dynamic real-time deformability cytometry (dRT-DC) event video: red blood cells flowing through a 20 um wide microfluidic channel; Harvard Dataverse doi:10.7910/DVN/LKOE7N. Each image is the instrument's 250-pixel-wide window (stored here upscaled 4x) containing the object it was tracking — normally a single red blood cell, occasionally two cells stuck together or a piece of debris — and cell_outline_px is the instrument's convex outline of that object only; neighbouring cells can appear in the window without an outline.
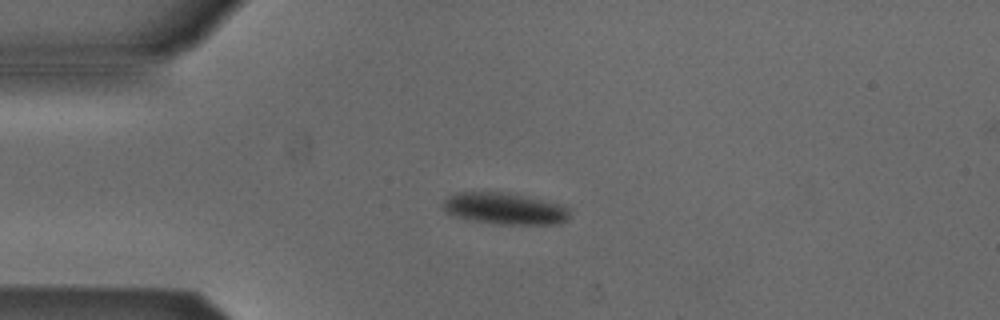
{"species": "Egyptian fruit bat (a non-hibernating species)", "species_latin": "Rousettus aegyptiacus", "temperature_condition": "cold", "stored_images_in_passage": 51, "camera_frame_rate_fps": 3000, "um_per_image_px": 0.085, "animal": {"sex": "male"}, "frame": {"image": 1, "passage_image": 11, "time_ms": 3.333, "image_size_px": [1000, 320], "cell_outline_px": [[568, 220], [556, 224], [496, 224], [468, 220], [452, 216], [444, 212], [444, 200], [448, 196], [456, 192], [508, 192], [564, 204], [568, 208]], "centroid_in_image_um": [42.88, 17.73], "position_along_channel_um": 42.1, "area_um2": 23.7}}
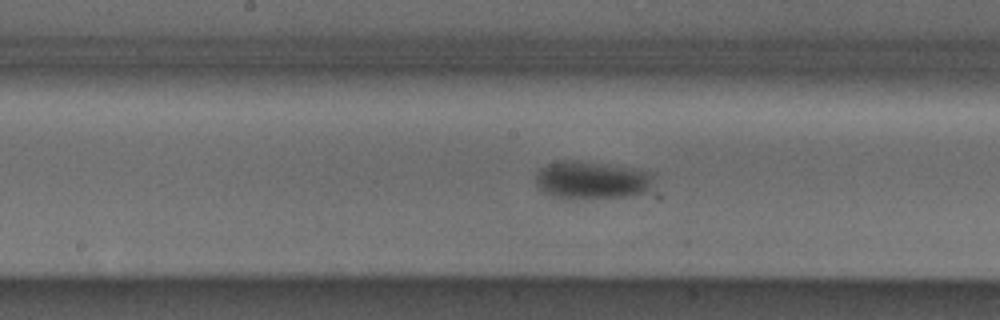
{"frame": {"image": 2, "passage_image": 25, "time_ms": 8.0, "image_size_px": [1000, 320], "cell_outline_px": [[656, 172], [648, 188], [644, 192], [624, 196], [568, 200], [544, 192], [536, 184], [536, 172], [540, 168], [548, 164], [572, 160], [576, 160]], "centroid_in_image_um": [50.27, 15.32], "position_along_channel_um": 197.9, "area_um2": 25.72}}
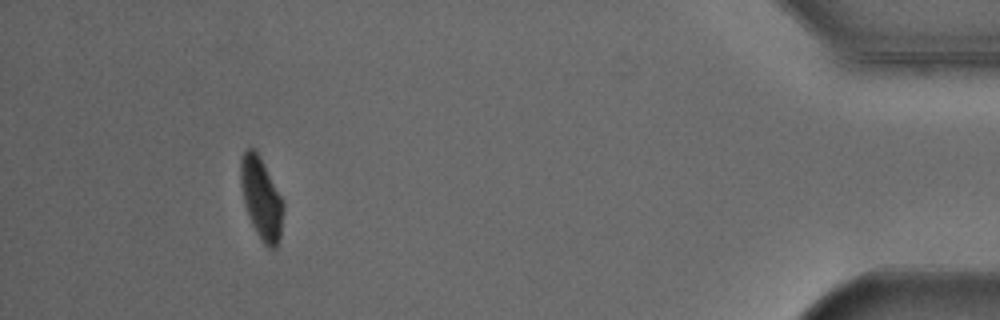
{"frame": {"image": 3, "passage_image": 47, "time_ms": 15.333, "image_size_px": [1000, 320], "cell_outline_px": [[284, 212], [280, 240], [276, 248], [268, 248], [264, 244], [256, 232], [252, 224], [244, 204], [240, 184], [240, 160], [244, 152], [248, 148], [256, 148], [284, 204]], "centroid_in_image_um": [22.21, 16.87], "position_along_channel_um": 413.0, "area_um2": 20.35}, "authors_computed_cell_mechanics": {"area_um2": 23.12, "velocity_mm_per_s": 3.8332, "shape_relaxation_time_tau1_ms": 2.3575, "shape_relaxation_time_tau2_ms": null, "deformation_change_tau1": 0.0844, "deformation_change_tau2": null}}